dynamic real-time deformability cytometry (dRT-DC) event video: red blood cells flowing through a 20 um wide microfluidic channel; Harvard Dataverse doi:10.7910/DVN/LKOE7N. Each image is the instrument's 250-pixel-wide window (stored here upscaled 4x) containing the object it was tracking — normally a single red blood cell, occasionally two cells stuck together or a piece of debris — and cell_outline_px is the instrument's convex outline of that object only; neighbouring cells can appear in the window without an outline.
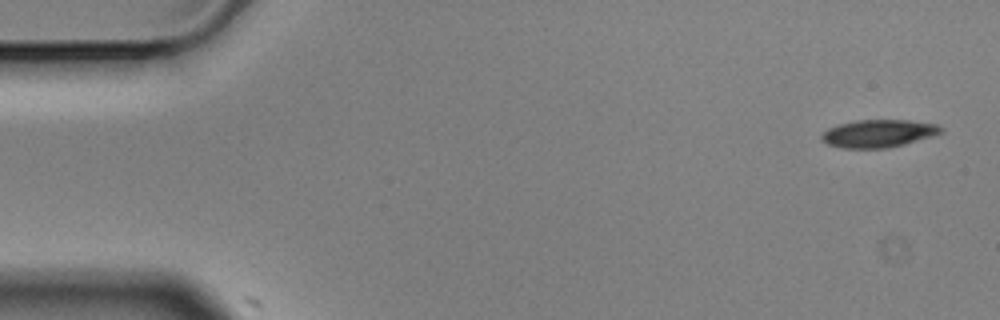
{"species": "Egyptian fruit bat (a non-hibernating species)", "species_latin": "Rousettus aegyptiacus", "temperature_condition": "cold", "stored_images_in_passage": 2, "camera_frame_rate_fps": 3000, "um_per_image_px": 0.085, "animal": {"sex": "male"}, "frame": {"image": 1, "passage_image": 1, "time_ms": 0.0, "image_size_px": [1000, 320], "cell_outline_px": [[944, 132], [932, 136], [904, 144], [888, 148], [840, 148], [828, 144], [820, 140], [820, 136], [828, 128], [836, 124], [856, 120], [908, 120], [936, 124], [944, 128]], "centroid_in_image_um": [74.65, 11.34], "position_along_channel_um": 10.4, "area_um2": 19.42}}